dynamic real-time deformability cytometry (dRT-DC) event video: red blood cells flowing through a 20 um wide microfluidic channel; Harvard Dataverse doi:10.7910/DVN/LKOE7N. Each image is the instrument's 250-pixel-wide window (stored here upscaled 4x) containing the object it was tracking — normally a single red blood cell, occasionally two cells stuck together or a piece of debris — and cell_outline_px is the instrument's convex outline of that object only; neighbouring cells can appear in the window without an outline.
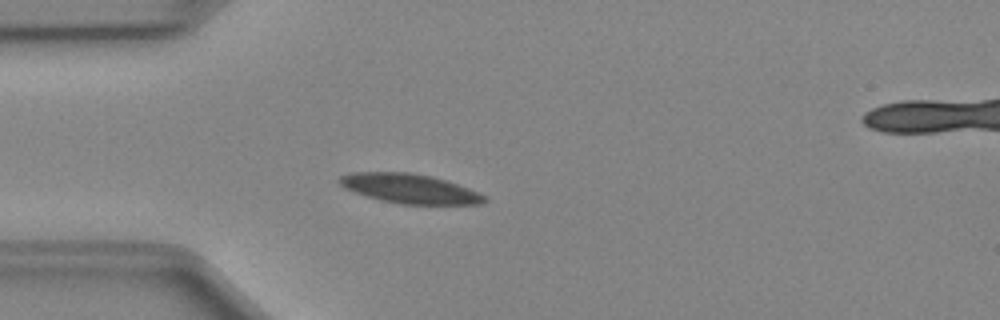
{"species": "Egyptian fruit bat (a non-hibernating species)", "species_latin": "Rousettus aegyptiacus", "temperature_condition": "cold", "stored_images_in_passage": 34, "camera_frame_rate_fps": 3000, "um_per_image_px": 0.085, "animal": {"sex": "female"}, "frame": {"image": 1, "passage_image": 1, "time_ms": 0.0, "image_size_px": [1000, 320], "cell_outline_px": [[488, 200], [484, 204], [400, 204], [380, 200], [344, 188], [336, 180], [340, 176], [352, 172], [412, 172], [432, 176], [468, 188], [488, 196]], "centroid_in_image_um": [34.84, 16.03], "position_along_channel_um": 50.2, "area_um2": 24.91}}
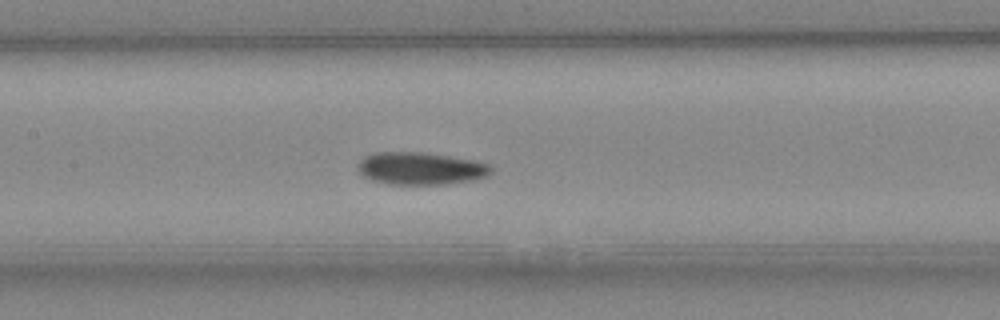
{"frame": {"image": 2, "passage_image": 11, "time_ms": 3.333, "image_size_px": [1000, 320], "cell_outline_px": [[492, 172], [476, 180], [448, 184], [388, 184], [372, 180], [364, 176], [356, 168], [356, 164], [364, 156], [376, 152], [424, 152], [476, 160], [492, 164]], "centroid_in_image_um": [35.77, 14.31], "position_along_channel_um": 171.6, "area_um2": 25.55}}
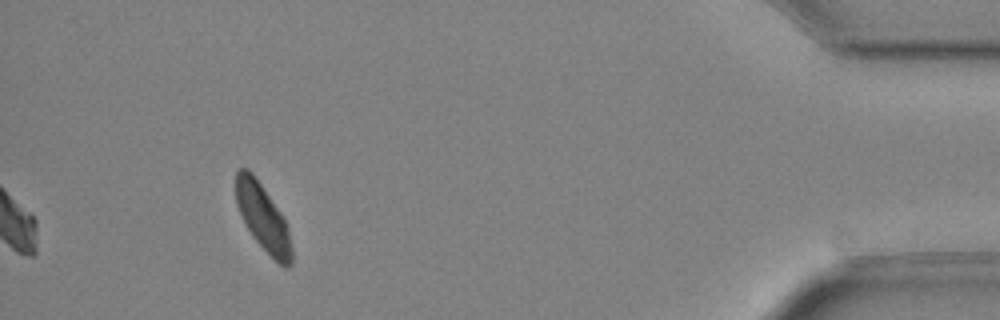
{"frame": {"image": 3, "passage_image": 34, "time_ms": 11.0, "image_size_px": [1000, 320], "cell_outline_px": [[292, 264], [288, 268], [284, 268], [252, 236], [236, 204], [236, 172], [240, 168], [248, 168], [252, 172], [284, 216], [288, 228], [292, 248]], "centroid_in_image_um": [22.37, 18.48], "position_along_channel_um": 412.8, "area_um2": 21.44}, "authors_computed_cell_mechanics": {"area_um2": 24.1026, "velocity_mm_per_s": 3.9699, "shape_relaxation_time_tau1_ms": 5.3069, "shape_relaxation_time_tau2_ms": null, "deformation_change_tau1": 0.1123, "deformation_change_tau2": null}}